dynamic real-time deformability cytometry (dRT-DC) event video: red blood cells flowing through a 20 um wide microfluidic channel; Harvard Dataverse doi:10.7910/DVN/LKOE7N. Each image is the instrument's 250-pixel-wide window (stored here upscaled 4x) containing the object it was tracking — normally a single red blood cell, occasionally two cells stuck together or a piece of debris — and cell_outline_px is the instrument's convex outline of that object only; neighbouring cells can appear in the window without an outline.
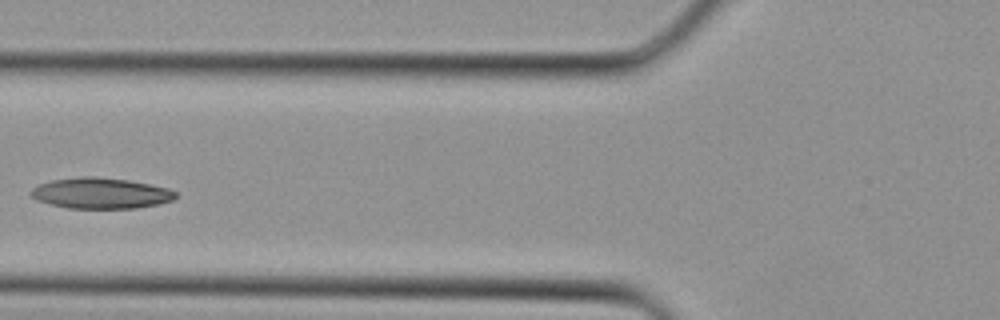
{"species": "Egyptian fruit bat (a non-hibernating species)", "species_latin": "Rousettus aegyptiacus", "temperature_condition": "cold", "stored_images_in_passage": 31, "camera_frame_rate_fps": 3000, "um_per_image_px": 0.085, "animal": {"sex": "female"}, "frame": {"image": 1, "passage_image": 10, "time_ms": 3.0, "image_size_px": [1000, 320], "cell_outline_px": [[176, 196], [172, 200], [156, 204], [136, 208], [68, 208], [36, 200], [28, 196], [28, 192], [32, 188], [40, 184], [52, 180], [80, 176], [96, 176], [128, 180], [152, 184], [168, 188], [176, 192]], "centroid_in_image_um": [8.52, 16.41], "position_along_channel_um": 117.3, "area_um2": 26.07}}
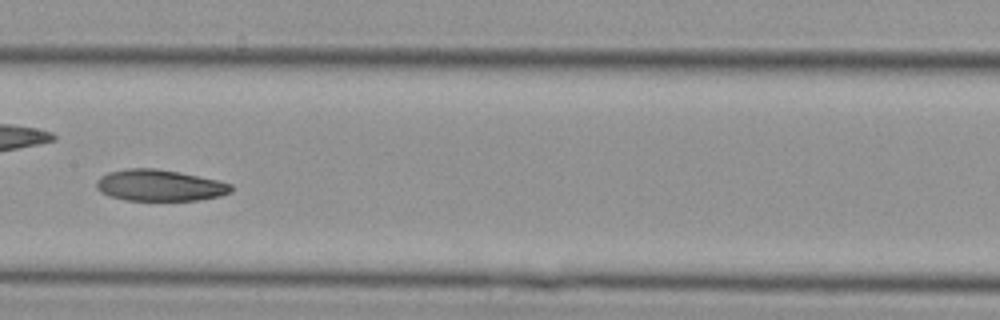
{"frame": {"image": 2, "passage_image": 14, "time_ms": 4.333, "image_size_px": [1000, 320], "cell_outline_px": [[232, 192], [220, 196], [196, 200], [124, 200], [108, 196], [100, 192], [96, 188], [96, 180], [100, 176], [108, 172], [128, 168], [156, 168], [180, 172], [216, 180], [232, 184]], "centroid_in_image_um": [13.53, 15.75], "position_along_channel_um": 193.9, "area_um2": 24.74}}
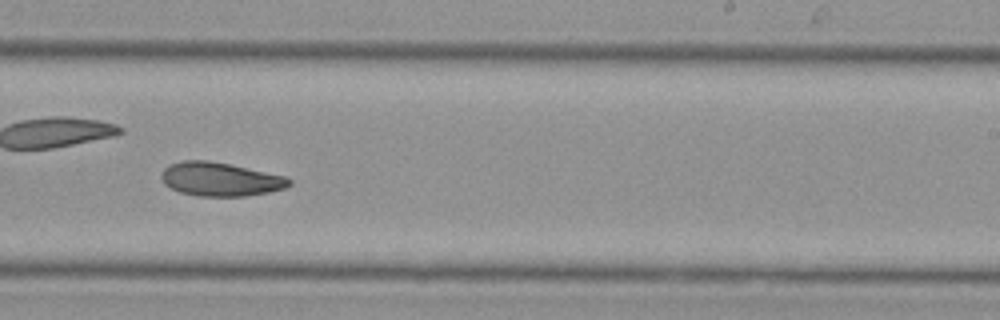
{"frame": {"image": 3, "passage_image": 18, "time_ms": 5.667, "image_size_px": [1000, 320], "cell_outline_px": [[292, 184], [284, 188], [268, 192], [244, 196], [200, 196], [180, 192], [164, 184], [160, 176], [164, 168], [168, 164], [180, 160], [208, 160], [288, 176], [292, 180]], "centroid_in_image_um": [18.72, 15.22], "position_along_channel_um": 270.3, "area_um2": 25.2}}